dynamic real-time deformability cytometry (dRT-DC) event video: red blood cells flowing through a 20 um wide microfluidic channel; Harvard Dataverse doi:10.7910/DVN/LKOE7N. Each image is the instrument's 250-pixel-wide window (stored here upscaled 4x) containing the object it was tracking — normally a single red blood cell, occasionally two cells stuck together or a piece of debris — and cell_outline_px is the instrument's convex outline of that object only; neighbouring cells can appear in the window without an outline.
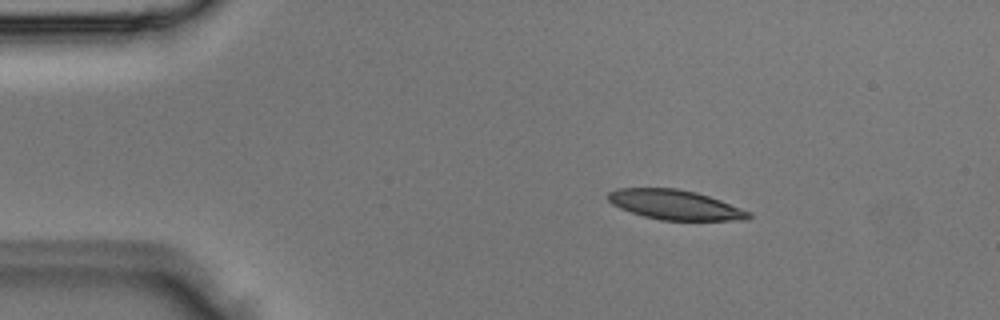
{"species": "Egyptian fruit bat (a non-hibernating species)", "species_latin": "Rousettus aegyptiacus", "temperature_condition": "room temperature", "stored_images_in_passage": 2, "camera_frame_rate_fps": 3000, "um_per_image_px": 0.085, "animal": {"sex": "male"}, "frame": {"image": 1, "passage_image": 1, "time_ms": 0.0, "image_size_px": [1000, 320], "cell_outline_px": [[752, 216], [748, 220], [660, 220], [644, 216], [620, 208], [612, 204], [608, 200], [608, 192], [620, 188], [676, 188], [696, 192], [720, 200], [752, 212]], "centroid_in_image_um": [57.41, 17.41], "position_along_channel_um": 27.6, "area_um2": 24.28}}